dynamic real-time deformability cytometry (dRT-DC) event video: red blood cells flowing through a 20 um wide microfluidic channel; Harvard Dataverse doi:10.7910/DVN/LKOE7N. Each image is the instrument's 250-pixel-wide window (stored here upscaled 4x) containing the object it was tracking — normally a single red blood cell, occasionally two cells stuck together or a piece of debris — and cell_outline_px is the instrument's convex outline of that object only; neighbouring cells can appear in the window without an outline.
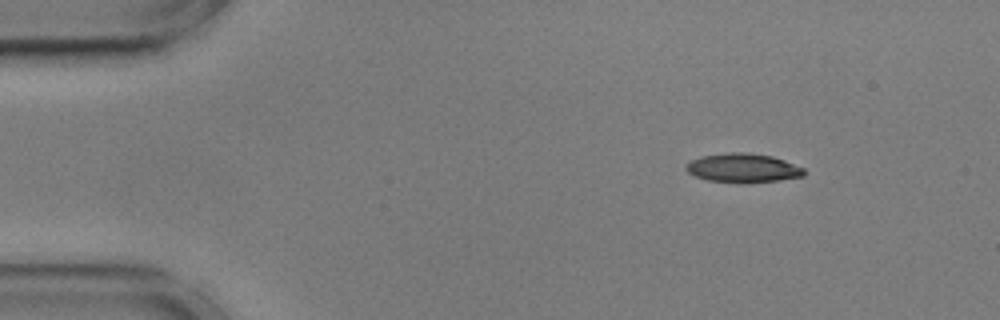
{"species": "common noctule bat (a hibernating species)", "species_latin": "Nyctalus noctula", "temperature_condition": "cold", "stored_images_in_passage": 49, "camera_frame_rate_fps": 3000, "um_per_image_px": 0.085, "animal": {"sex": "male", "body_mass_g": 17.9, "forearm_length_mm": 54.2}, "frame": {"image": 1, "passage_image": 1, "time_ms": 0.0, "image_size_px": [1000, 320], "cell_outline_px": [[804, 176], [780, 180], [744, 184], [708, 180], [696, 176], [688, 172], [684, 168], [692, 160], [700, 156], [728, 152], [744, 152], [772, 156], [784, 160], [804, 168]], "centroid_in_image_um": [63.16, 14.29], "position_along_channel_um": 21.8, "area_um2": 20.06}}
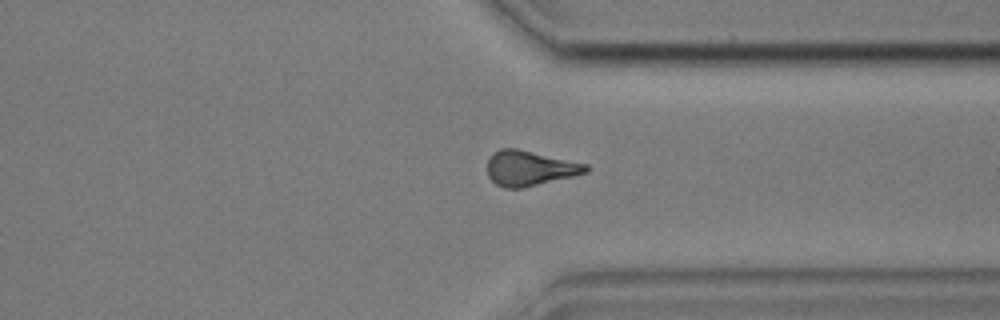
{"frame": {"image": 2, "passage_image": 36, "time_ms": 11.667, "image_size_px": [1000, 320], "cell_outline_px": [[592, 168], [588, 172], [524, 188], [504, 188], [496, 184], [488, 176], [488, 160], [500, 148], [516, 148], [588, 164]], "centroid_in_image_um": [45.06, 14.3], "position_along_channel_um": 366.3, "area_um2": 20.06}}
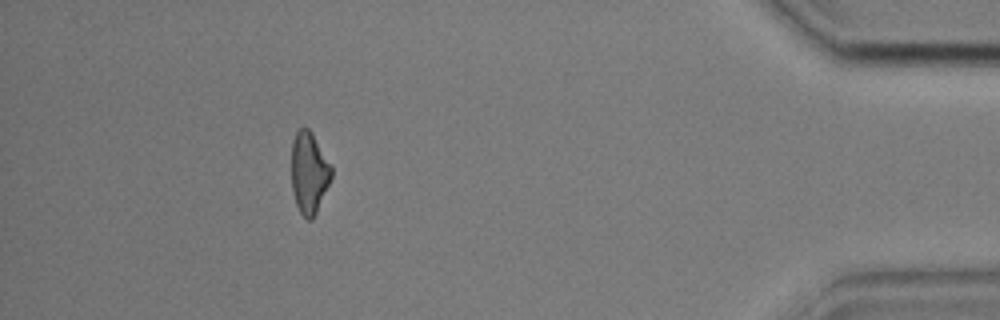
{"frame": {"image": 3, "passage_image": 44, "time_ms": 14.333, "image_size_px": [1000, 320], "cell_outline_px": [[332, 176], [316, 212], [312, 220], [308, 220], [300, 212], [296, 204], [292, 192], [292, 140], [296, 132], [300, 128], [308, 128], [312, 132], [332, 168]], "centroid_in_image_um": [26.25, 14.67], "position_along_channel_um": 408.9, "area_um2": 18.73}, "authors_computed_cell_mechanics": {"area_um2": 20.23, "velocity_mm_per_s": 3.6026, "shape_relaxation_time_tau1_ms": 6.0001, "shape_relaxation_time_tau2_ms": 6.5349, "deformation_change_tau1": 0.1467, "deformation_change_tau2": 0.1669}}